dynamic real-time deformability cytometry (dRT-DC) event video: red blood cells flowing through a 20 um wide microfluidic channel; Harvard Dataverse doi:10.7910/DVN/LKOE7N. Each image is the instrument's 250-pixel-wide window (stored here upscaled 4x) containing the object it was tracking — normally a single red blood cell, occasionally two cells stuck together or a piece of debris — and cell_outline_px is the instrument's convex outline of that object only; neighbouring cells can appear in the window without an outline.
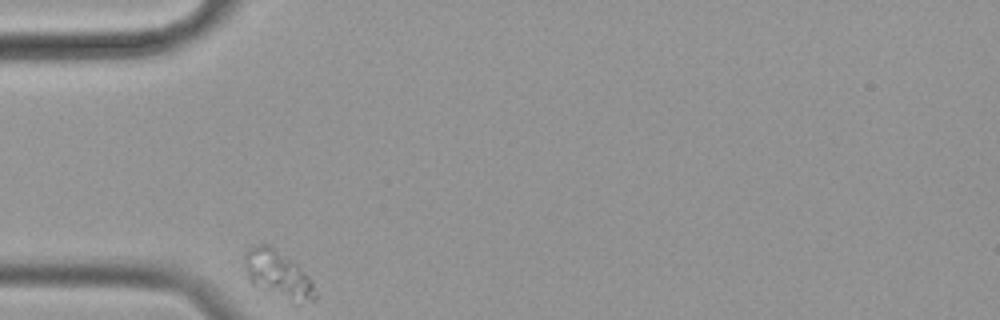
{"species": "common noctule bat (a hibernating species)", "species_latin": "Nyctalus noctula", "temperature_condition": "cold", "stored_images_in_passage": 37, "camera_frame_rate_fps": 3000, "um_per_image_px": 0.085, "animal": {"sex": "female", "body_mass_g": 19.9}, "frame": {"image": 1, "passage_image": 1, "time_ms": 0.0, "image_size_px": [1000, 320], "cell_outline_px": [[316, 300], [300, 304], [292, 304], [252, 284], [248, 280], [244, 260], [244, 252], [248, 248], [256, 244], [268, 244], [292, 260], [312, 280], [316, 292]], "centroid_in_image_um": [23.64, 23.36], "position_along_channel_um": 61.4, "area_um2": 19.83}}
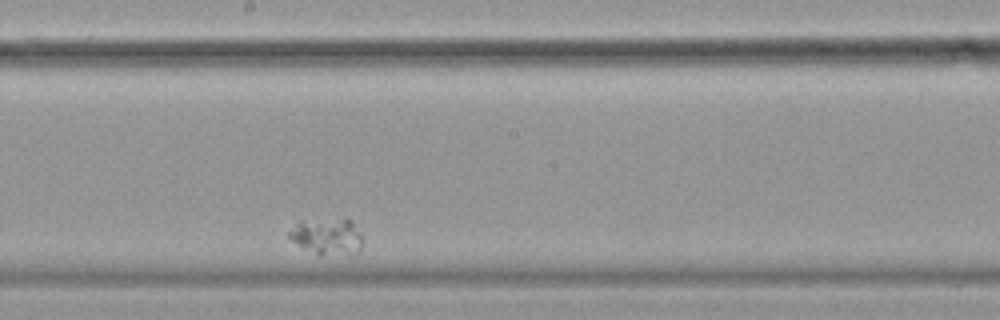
{"frame": {"image": 2, "passage_image": 20, "time_ms": 6.333, "image_size_px": [1000, 320], "cell_outline_px": [[364, 236], [360, 248], [356, 252], [316, 252], [292, 240], [288, 236], [288, 232], [296, 220], [348, 216], [352, 220]], "centroid_in_image_um": [27.83, 19.94], "position_along_channel_um": 220.4, "area_um2": 15.55}}
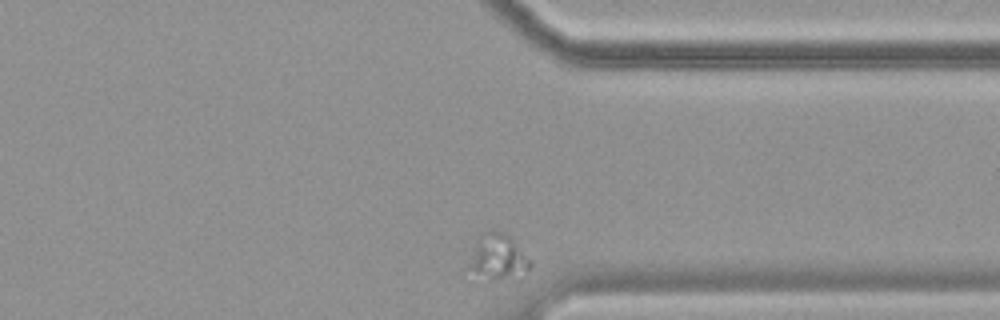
{"frame": {"image": 3, "passage_image": 36, "time_ms": 11.667, "image_size_px": [1000, 320], "cell_outline_px": [[532, 264], [528, 268], [492, 280], [488, 280], [460, 272], [476, 240], [480, 236], [492, 228], [504, 232], [508, 236]], "centroid_in_image_um": [42.04, 21.84], "position_along_channel_um": 369.4, "area_um2": 16.24}}